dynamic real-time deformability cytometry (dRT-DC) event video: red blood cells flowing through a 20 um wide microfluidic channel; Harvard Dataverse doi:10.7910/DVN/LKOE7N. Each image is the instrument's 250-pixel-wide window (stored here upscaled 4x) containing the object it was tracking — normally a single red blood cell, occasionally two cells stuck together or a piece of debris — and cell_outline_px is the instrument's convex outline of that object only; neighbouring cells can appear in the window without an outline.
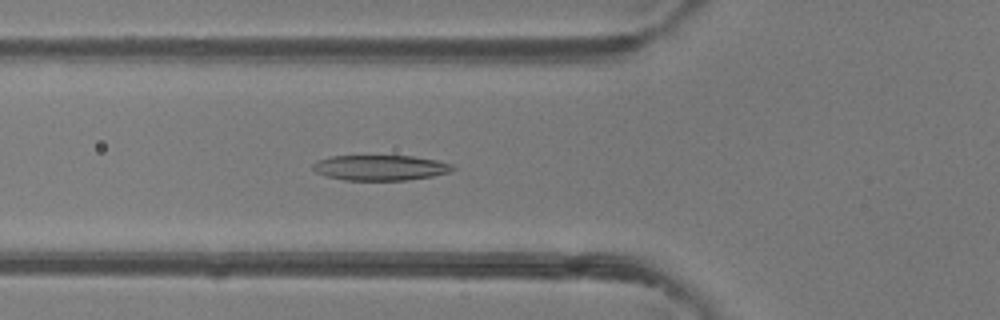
{"species": "common noctule bat (a hibernating species)", "species_latin": "Nyctalus noctula", "temperature_condition": "room temperature", "stored_images_in_passage": 49, "camera_frame_rate_fps": 3000, "um_per_image_px": 0.085, "animal": {"sex": "female"}, "frame": {"image": 1, "passage_image": 17, "time_ms": 5.333, "image_size_px": [1000, 320], "cell_outline_px": [[456, 168], [448, 172], [432, 176], [408, 180], [344, 180], [328, 176], [316, 172], [312, 168], [312, 164], [316, 160], [332, 156], [412, 156], [436, 160], [452, 164]], "centroid_in_image_um": [32.31, 14.25], "position_along_channel_um": 93.5, "area_um2": 20.58}}
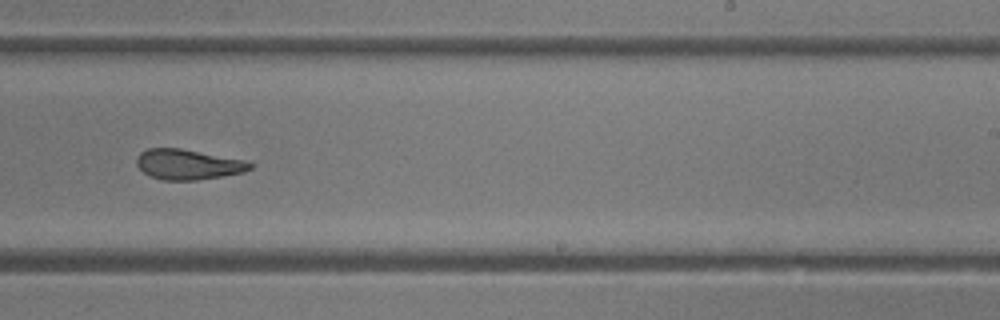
{"frame": {"image": 2, "passage_image": 30, "time_ms": 9.667, "image_size_px": [1000, 320], "cell_outline_px": [[252, 168], [244, 172], [196, 180], [160, 180], [144, 172], [136, 164], [136, 156], [140, 152], [148, 148], [180, 148], [244, 160], [252, 164]], "centroid_in_image_um": [15.94, 13.97], "position_along_channel_um": 273.1, "area_um2": 19.83}}
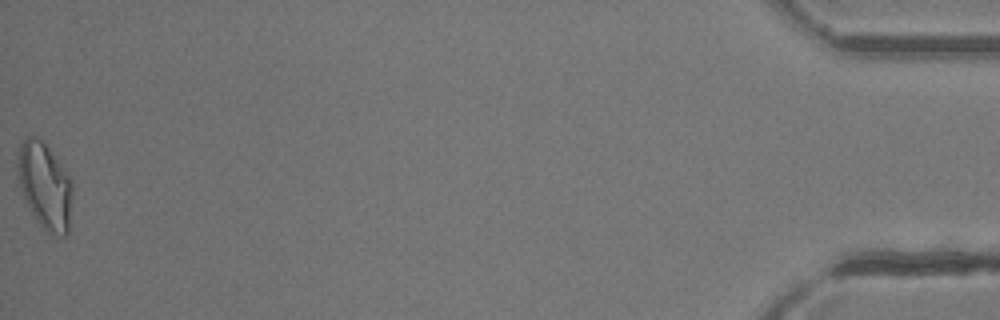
{"frame": {"image": 3, "passage_image": 49, "time_ms": 16.0, "image_size_px": [1000, 320], "cell_outline_px": [[72, 196], [68, 232], [64, 236], [60, 236], [48, 232], [40, 228], [24, 196], [16, 176], [16, 160], [20, 144], [28, 136], [36, 136], [44, 140], [64, 168], [72, 184]], "centroid_in_image_um": [3.79, 15.76], "position_along_channel_um": 431.4, "area_um2": 27.86}, "authors_computed_cell_mechanics": {"area_um2": 21.7328, "velocity_mm_per_s": 4.1328, "shape_relaxation_time_tau1_ms": 4.2418, "shape_relaxation_time_tau2_ms": 2.4175, "deformation_change_tau1": 0.165, "deformation_change_tau2": 0.1187}}